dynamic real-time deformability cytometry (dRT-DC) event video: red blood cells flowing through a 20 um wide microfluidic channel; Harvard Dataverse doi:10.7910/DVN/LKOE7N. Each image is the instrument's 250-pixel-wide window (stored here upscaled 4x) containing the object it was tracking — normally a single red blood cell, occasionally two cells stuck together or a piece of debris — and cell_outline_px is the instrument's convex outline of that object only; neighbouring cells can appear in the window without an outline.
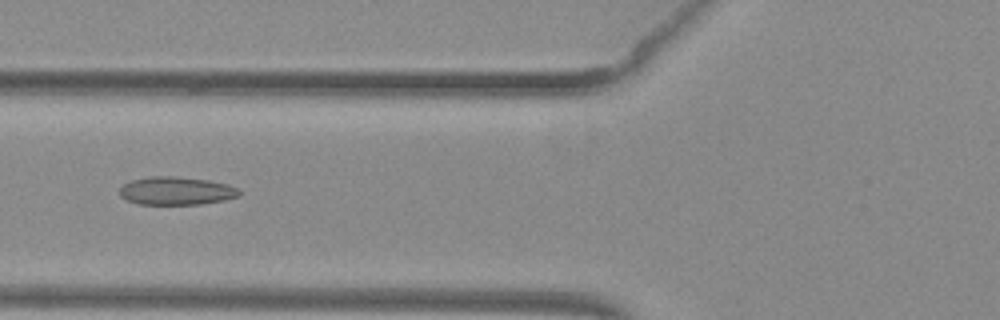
{"species": "common noctule bat (a hibernating species)", "species_latin": "Nyctalus noctula", "temperature_condition": "warm", "stored_images_in_passage": 53, "camera_frame_rate_fps": 3000, "um_per_image_px": 0.085, "animal": {"sex": "female", "body_mass_g": 29.2, "forearm_length_mm": 56.3}, "frame": {"image": 1, "passage_image": 22, "time_ms": 7.0, "image_size_px": [1000, 320], "cell_outline_px": [[240, 196], [224, 200], [200, 204], [140, 204], [128, 200], [120, 196], [120, 188], [124, 184], [132, 180], [152, 176], [176, 176], [208, 180], [228, 184], [236, 188], [240, 192]], "centroid_in_image_um": [14.99, 16.22], "position_along_channel_um": 110.8, "area_um2": 19.48}}
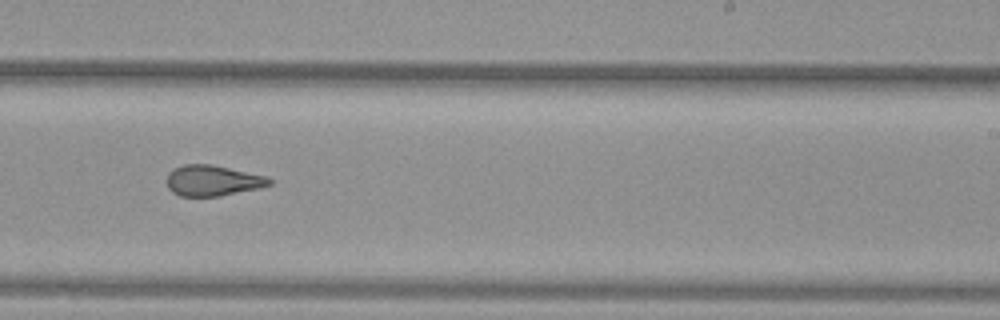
{"frame": {"image": 2, "passage_image": 34, "time_ms": 11.0, "image_size_px": [1000, 320], "cell_outline_px": [[272, 184], [260, 188], [220, 196], [180, 196], [172, 192], [168, 188], [164, 180], [168, 172], [172, 168], [184, 164], [212, 164], [268, 176], [272, 180]], "centroid_in_image_um": [18.05, 15.34], "position_along_channel_um": 271.0, "area_um2": 18.79}}
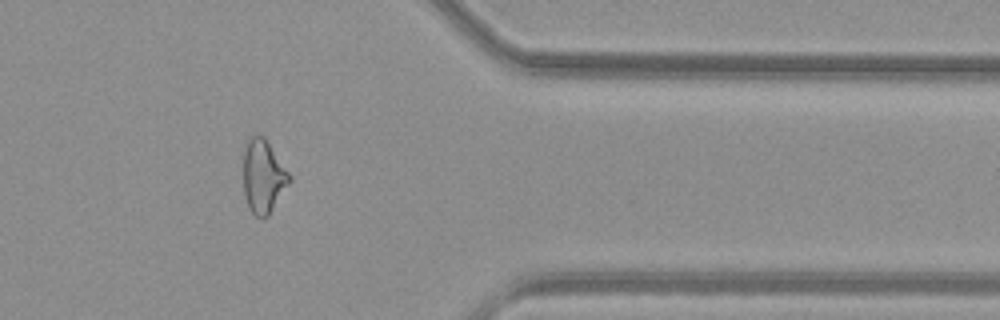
{"frame": {"image": 3, "passage_image": 44, "time_ms": 14.333, "image_size_px": [1000, 320], "cell_outline_px": [[292, 180], [268, 216], [260, 220], [248, 208], [244, 196], [244, 144], [248, 136], [256, 132], [264, 136], [288, 172]], "centroid_in_image_um": [22.35, 14.97], "position_along_channel_um": 389.1, "area_um2": 20.0}, "authors_computed_cell_mechanics": {"area_um2": 20.5768, "velocity_mm_per_s": 4.0071, "shape_relaxation_time_tau1_ms": null, "shape_relaxation_time_tau2_ms": 1.9429, "deformation_change_tau1": null, "deformation_change_tau2": 0.0948}}